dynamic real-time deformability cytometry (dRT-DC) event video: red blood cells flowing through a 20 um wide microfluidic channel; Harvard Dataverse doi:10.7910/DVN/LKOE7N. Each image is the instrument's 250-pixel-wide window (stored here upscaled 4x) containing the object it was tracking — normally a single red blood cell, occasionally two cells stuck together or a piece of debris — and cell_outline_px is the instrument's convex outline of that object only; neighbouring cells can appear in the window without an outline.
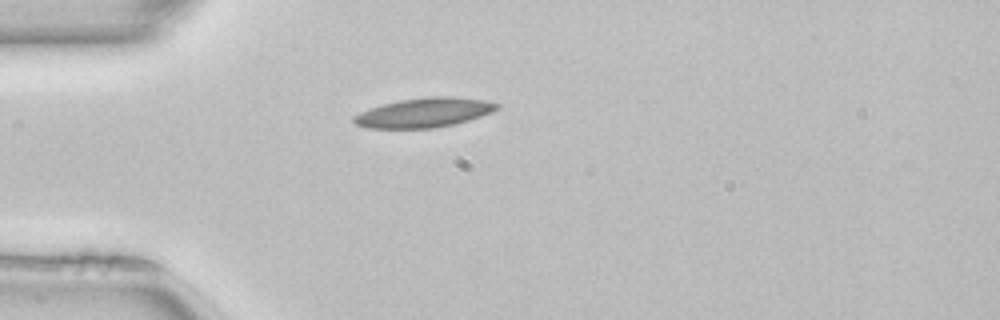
{"species": "common noctule bat (a hibernating species)", "species_latin": "Nyctalus noctula", "temperature_condition": "room temperature", "stored_images_in_passage": 38, "camera_frame_rate_fps": 3000, "um_per_image_px": 0.085, "animal": {"sex": "female", "body_mass_g": 22.7, "forearm_length_mm": 54.2}, "frame": {"image": 1, "passage_image": 1, "time_ms": 0.0, "image_size_px": [1000, 320], "cell_outline_px": [[500, 108], [492, 112], [456, 124], [436, 128], [368, 128], [356, 124], [352, 120], [352, 116], [360, 112], [384, 104], [400, 100], [428, 96], [452, 96], [484, 100], [500, 104]], "centroid_in_image_um": [36.07, 9.57], "position_along_channel_um": 48.9, "area_um2": 24.57}, "authors_computed_cell_mechanics": {"area_um2": 22.3397, "velocity_mm_per_s": 4.0356, "shape_relaxation_time_tau1_ms": 8.8026, "shape_relaxation_time_tau2_ms": 8.0356, "deformation_change_tau1": 0.1914, "deformation_change_tau2": 0.1548}}